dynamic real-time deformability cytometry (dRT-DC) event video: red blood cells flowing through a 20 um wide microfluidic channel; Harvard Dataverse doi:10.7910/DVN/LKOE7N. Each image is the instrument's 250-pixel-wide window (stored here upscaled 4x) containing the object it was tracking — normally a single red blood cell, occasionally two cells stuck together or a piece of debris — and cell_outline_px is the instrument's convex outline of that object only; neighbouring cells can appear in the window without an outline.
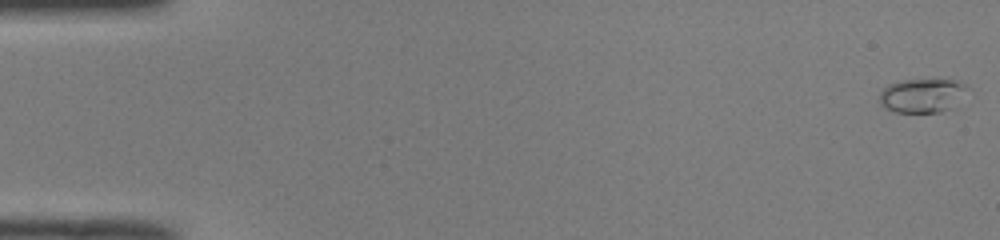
{"species": "common noctule bat (a hibernating species)", "species_latin": "Nyctalus noctula", "temperature_condition": "room temperature", "stored_images_in_passage": 51, "camera_frame_rate_fps": 3000, "um_per_image_px": 0.085, "animal": {"sex": "male", "body_mass_g": 19.0, "forearm_length_mm": 50.8}, "frame": {"image": 1, "passage_image": 1, "time_ms": 0.0, "image_size_px": [1000, 240], "cell_outline_px": [[968, 88], [948, 108], [940, 112], [896, 112], [884, 108], [880, 104], [880, 92], [888, 84], [900, 80], [956, 80], [964, 84]], "centroid_in_image_um": [78.29, 8.11], "position_along_channel_um": 6.7, "area_um2": 16.94}}
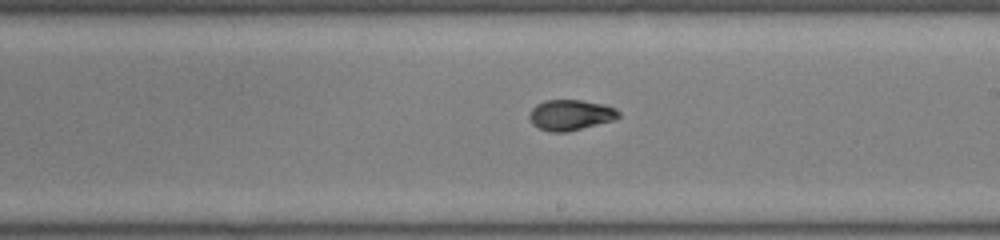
{"frame": {"image": 2, "passage_image": 30, "time_ms": 9.667, "image_size_px": [1000, 240], "cell_outline_px": [[620, 116], [612, 120], [564, 132], [548, 132], [532, 124], [528, 116], [532, 108], [536, 104], [544, 100], [580, 100], [604, 104], [616, 108], [620, 112]], "centroid_in_image_um": [48.46, 9.75], "position_along_channel_um": 240.5, "area_um2": 15.78}}
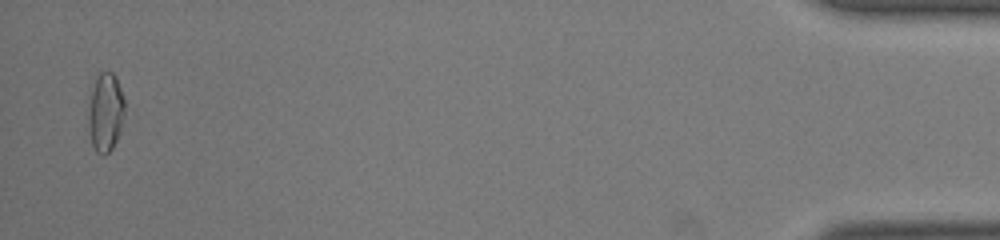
{"frame": {"image": 3, "passage_image": 50, "time_ms": 16.333, "image_size_px": [1000, 240], "cell_outline_px": [[124, 116], [116, 140], [112, 148], [104, 156], [96, 152], [92, 144], [88, 132], [88, 108], [92, 88], [96, 76], [100, 72], [112, 72], [116, 76], [124, 100]], "centroid_in_image_um": [8.94, 9.54], "position_along_channel_um": 426.3, "area_um2": 16.7}, "authors_computed_cell_mechanics": {"area_um2": 15.6638, "velocity_mm_per_s": 4.0664, "shape_relaxation_time_tau1_ms": null, "shape_relaxation_time_tau2_ms": 1.505, "deformation_change_tau1": null, "deformation_change_tau2": 0.0654}}